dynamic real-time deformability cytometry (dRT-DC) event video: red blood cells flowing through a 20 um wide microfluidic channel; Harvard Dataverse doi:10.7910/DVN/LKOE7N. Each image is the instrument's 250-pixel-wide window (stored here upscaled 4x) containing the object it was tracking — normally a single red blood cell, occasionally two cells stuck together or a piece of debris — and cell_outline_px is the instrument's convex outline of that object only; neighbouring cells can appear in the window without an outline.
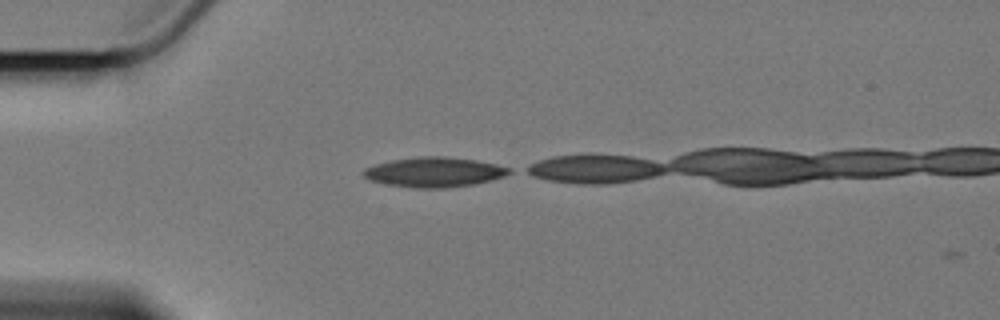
{"species": "Egyptian fruit bat (a non-hibernating species)", "species_latin": "Rousettus aegyptiacus", "temperature_condition": "cold", "stored_images_in_passage": 3, "camera_frame_rate_fps": 3000, "um_per_image_px": 0.085, "animal": {"sex": "female"}, "frame": {"image": 1, "passage_image": 2, "time_ms": 0.333, "image_size_px": [1000, 320], "cell_outline_px": [[512, 172], [504, 176], [492, 180], [476, 184], [444, 188], [416, 188], [388, 184], [372, 180], [364, 176], [360, 172], [364, 168], [376, 164], [392, 160], [420, 156], [444, 156], [476, 160], [496, 164], [512, 168]], "centroid_in_image_um": [36.95, 14.62], "position_along_channel_um": 48.1, "area_um2": 25.37}}